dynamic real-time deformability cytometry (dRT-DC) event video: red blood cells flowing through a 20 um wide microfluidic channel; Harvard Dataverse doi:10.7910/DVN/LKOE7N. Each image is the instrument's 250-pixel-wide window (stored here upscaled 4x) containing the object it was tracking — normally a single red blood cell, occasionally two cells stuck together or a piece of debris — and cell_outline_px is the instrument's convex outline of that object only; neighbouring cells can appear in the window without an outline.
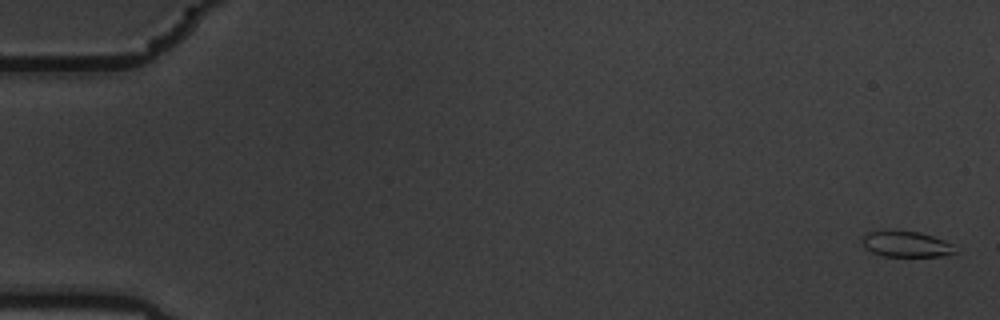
{"species": "common noctule bat (a hibernating species)", "species_latin": "Nyctalus noctula", "temperature_condition": "warm", "stored_images_in_passage": 58, "camera_frame_rate_fps": 3000, "um_per_image_px": 0.085, "animal": {"sex": "male", "body_mass_g": 19.5, "forearm_length_mm": 54.6}, "frame": {"image": 1, "passage_image": 1, "time_ms": 0.0, "image_size_px": [1000, 320], "cell_outline_px": [[956, 252], [944, 256], [884, 256], [872, 252], [860, 240], [868, 232], [920, 232], [944, 240], [952, 244]], "centroid_in_image_um": [77.07, 20.77], "position_along_channel_um": 7.9, "area_um2": 13.47}}
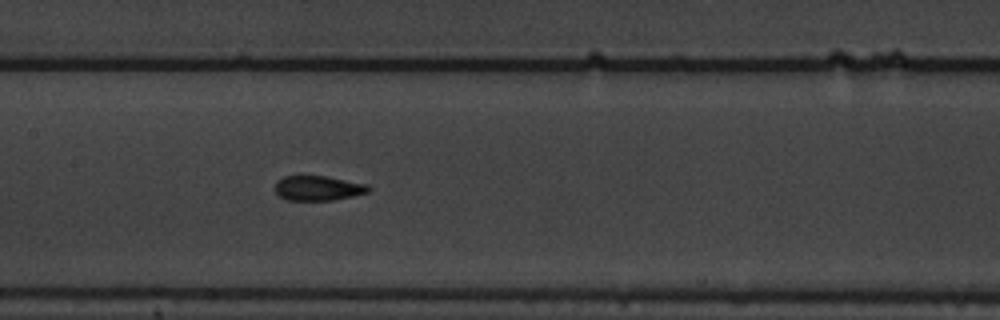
{"frame": {"image": 2, "passage_image": 29, "time_ms": 9.333, "image_size_px": [1000, 320], "cell_outline_px": [[372, 188], [368, 192], [352, 196], [332, 200], [288, 200], [280, 196], [276, 192], [276, 180], [284, 176], [324, 176], [368, 184]], "centroid_in_image_um": [27.05, 15.99], "position_along_channel_um": 180.4, "area_um2": 13.41}}
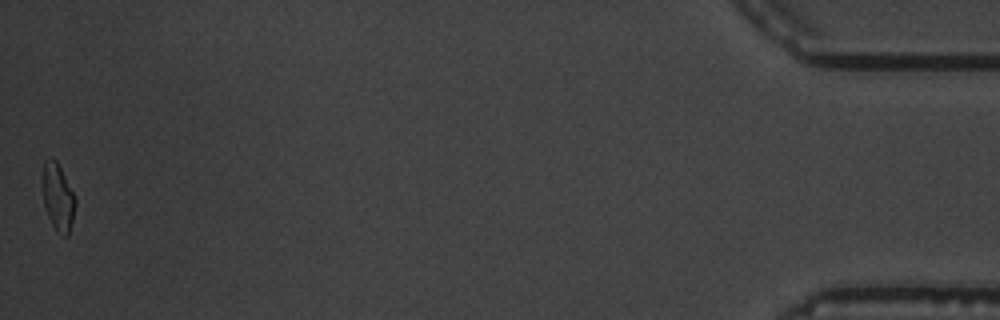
{"frame": {"image": 3, "passage_image": 58, "time_ms": 19.0, "image_size_px": [1000, 320], "cell_outline_px": [[76, 204], [68, 236], [64, 236], [56, 232], [48, 216], [44, 204], [44, 160], [52, 156], [56, 160], [76, 196]], "centroid_in_image_um": [4.96, 16.77], "position_along_channel_um": 430.2, "area_um2": 12.66}, "authors_computed_cell_mechanics": {"area_um2": 13.8142, "velocity_mm_per_s": 3.5274, "shape_relaxation_time_tau1_ms": 5.3768, "shape_relaxation_time_tau2_ms": 1.4404, "deformation_change_tau1": 0.1887, "deformation_change_tau2": 0.0759}}